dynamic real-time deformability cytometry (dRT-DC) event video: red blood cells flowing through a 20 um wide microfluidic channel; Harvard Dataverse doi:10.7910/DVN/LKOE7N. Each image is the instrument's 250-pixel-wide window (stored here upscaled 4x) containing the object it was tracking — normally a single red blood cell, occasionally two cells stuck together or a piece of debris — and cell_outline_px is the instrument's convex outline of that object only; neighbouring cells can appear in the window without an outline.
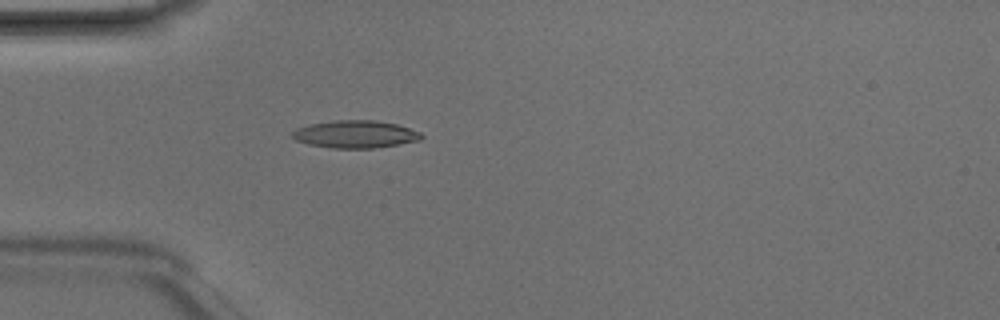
{"species": "Egyptian fruit bat (a non-hibernating species)", "species_latin": "Rousettus aegyptiacus", "temperature_condition": "room temperature", "stored_images_in_passage": 2, "camera_frame_rate_fps": 3000, "um_per_image_px": 0.085, "animal": {"sex": "male"}, "frame": {"image": 1, "passage_image": 2, "time_ms": 0.333, "image_size_px": [1000, 320], "cell_outline_px": [[424, 136], [420, 140], [372, 148], [332, 148], [308, 144], [296, 140], [292, 136], [292, 132], [296, 128], [312, 124], [336, 120], [376, 120], [396, 124], [420, 132]], "centroid_in_image_um": [30.19, 11.4], "position_along_channel_um": 54.8, "area_um2": 20.46}}